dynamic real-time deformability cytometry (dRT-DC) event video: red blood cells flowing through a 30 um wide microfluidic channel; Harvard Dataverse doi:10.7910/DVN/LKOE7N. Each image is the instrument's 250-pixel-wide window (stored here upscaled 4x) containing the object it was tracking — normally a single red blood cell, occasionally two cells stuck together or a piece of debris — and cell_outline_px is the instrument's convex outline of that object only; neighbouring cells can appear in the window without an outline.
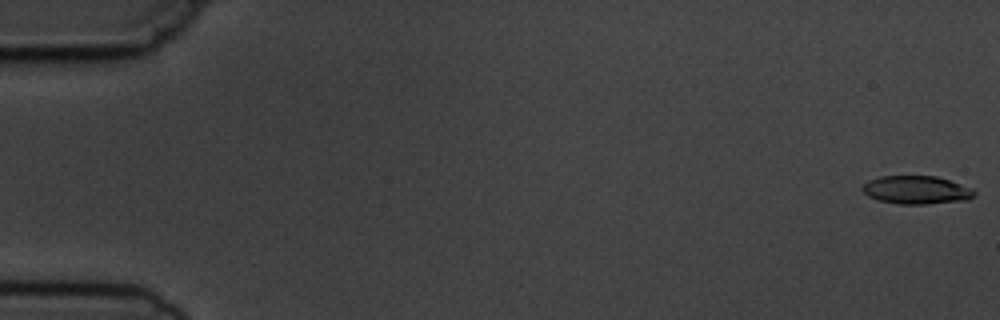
{"species": "common noctule bat (a hibernating species)", "species_latin": "Nyctalus noctula", "temperature_condition": "cold", "stored_images_in_passage": 8, "camera_frame_rate_fps": 3000, "um_per_image_px": 0.085, "animal": {"sex": "male", "body_mass_g": 19.5, "forearm_length_mm": 54.6}, "frame": {"image": 1, "passage_image": 1, "time_ms": 0.0, "image_size_px": [1000, 320], "cell_outline_px": [[976, 196], [968, 200], [928, 204], [896, 204], [876, 200], [868, 196], [860, 188], [868, 180], [880, 176], [936, 176], [972, 188], [976, 192]], "centroid_in_image_um": [77.89, 16.16], "position_along_channel_um": 7.1, "area_um2": 18.61}}
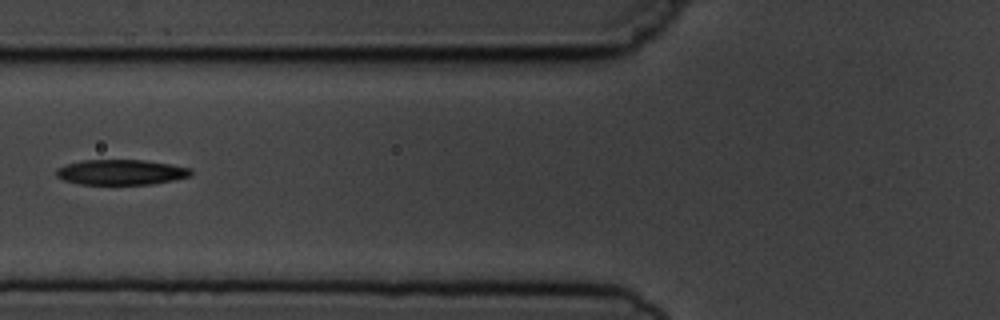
{"frame": {"image": 2, "passage_image": 7, "time_ms": 7.0, "image_size_px": [1000, 320], "cell_outline_px": [[192, 176], [176, 180], [152, 184], [76, 184], [64, 180], [56, 176], [56, 168], [64, 164], [84, 160], [144, 160], [192, 168]], "centroid_in_image_um": [10.29, 14.64], "position_along_channel_um": 115.5, "area_um2": 20.0}}
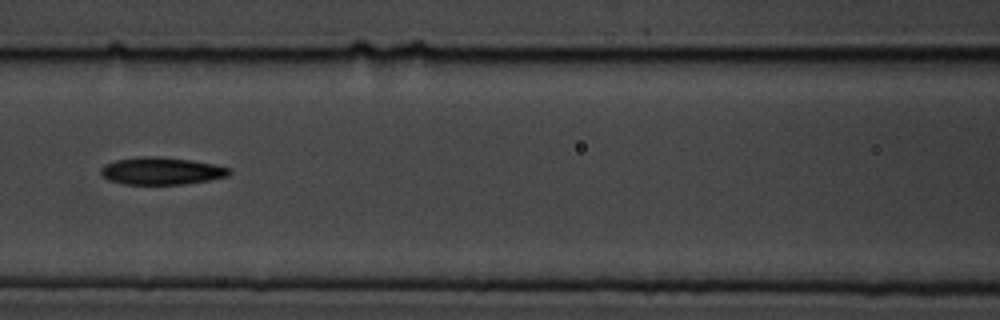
{"frame": {"image": 3, "passage_image": 8, "time_ms": 8.0, "image_size_px": [1000, 320], "cell_outline_px": [[232, 172], [228, 176], [208, 180], [184, 184], [124, 184], [108, 180], [100, 172], [100, 168], [104, 164], [116, 160], [140, 156], [156, 156], [192, 160], [216, 164], [232, 168]], "centroid_in_image_um": [13.75, 14.52], "position_along_channel_um": 152.9, "area_um2": 20.63}}